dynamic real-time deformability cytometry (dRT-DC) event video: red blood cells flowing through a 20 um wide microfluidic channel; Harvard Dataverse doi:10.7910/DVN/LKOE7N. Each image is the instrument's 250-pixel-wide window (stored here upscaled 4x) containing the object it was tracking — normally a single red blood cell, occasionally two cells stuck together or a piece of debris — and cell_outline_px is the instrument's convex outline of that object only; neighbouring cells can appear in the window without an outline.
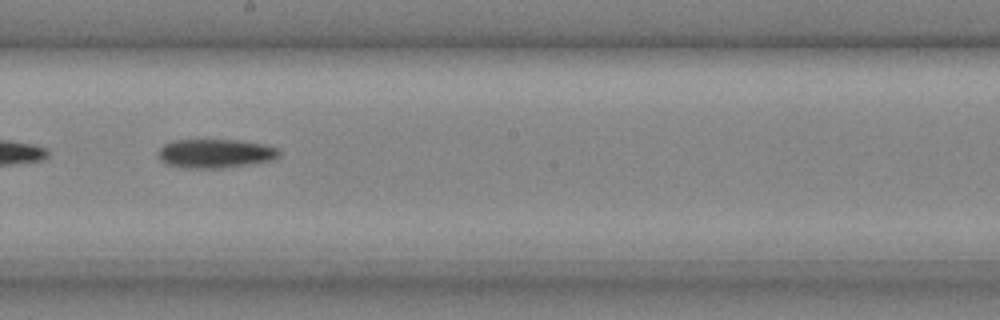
{"species": "common noctule bat (a hibernating species)", "species_latin": "Nyctalus noctula", "temperature_condition": "cold", "stored_images_in_passage": 17, "camera_frame_rate_fps": 3000, "um_per_image_px": 0.085, "animal": {"sex": "male", "body_mass_g": 20.4}, "frame": {"image": 1, "passage_image": 10, "time_ms": 3.0, "image_size_px": [1000, 320], "cell_outline_px": [[280, 156], [272, 160], [220, 168], [188, 168], [168, 164], [160, 160], [156, 152], [164, 144], [176, 140], [236, 140], [264, 144], [280, 148]], "centroid_in_image_um": [18.31, 13.04], "position_along_channel_um": 229.9, "area_um2": 20.29}}